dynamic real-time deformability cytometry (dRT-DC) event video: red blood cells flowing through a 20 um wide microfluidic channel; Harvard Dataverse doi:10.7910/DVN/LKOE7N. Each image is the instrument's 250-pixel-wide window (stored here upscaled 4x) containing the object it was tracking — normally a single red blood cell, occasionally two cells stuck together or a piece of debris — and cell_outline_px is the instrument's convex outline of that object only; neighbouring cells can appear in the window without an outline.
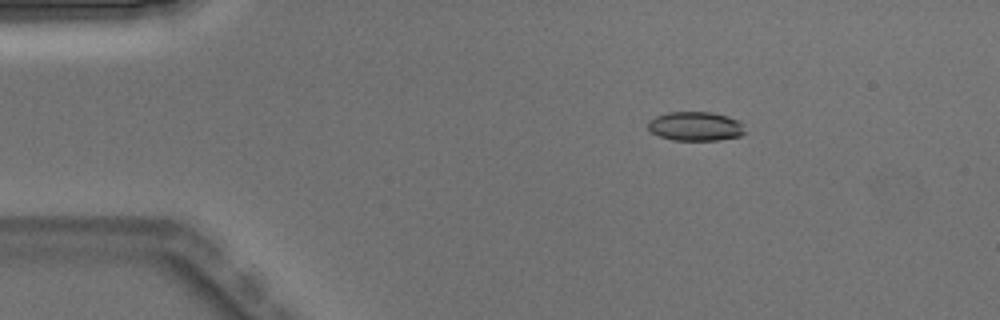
{"species": "Egyptian fruit bat (a non-hibernating species)", "species_latin": "Rousettus aegyptiacus", "temperature_condition": "warm", "stored_images_in_passage": 5, "camera_frame_rate_fps": 3000, "um_per_image_px": 0.085, "animal": {"sex": "male"}, "frame": {"image": 1, "passage_image": 1, "time_ms": 0.0, "image_size_px": [1000, 320], "cell_outline_px": [[744, 132], [740, 136], [720, 140], [672, 140], [660, 136], [652, 132], [648, 128], [648, 120], [656, 116], [668, 112], [712, 112], [728, 116], [736, 120], [740, 124]], "centroid_in_image_um": [59.07, 10.73], "position_along_channel_um": 25.9, "area_um2": 16.3}}
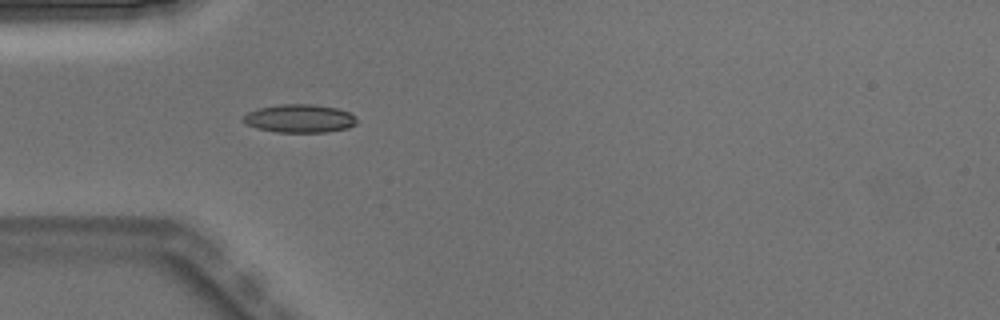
{"frame": {"image": 2, "passage_image": 3, "time_ms": 0.667, "image_size_px": [1000, 320], "cell_outline_px": [[356, 124], [348, 128], [328, 132], [276, 132], [256, 128], [244, 124], [240, 120], [248, 112], [256, 108], [280, 104], [312, 104], [336, 108], [348, 112], [356, 116]], "centroid_in_image_um": [25.42, 10.07], "position_along_channel_um": 59.6, "area_um2": 18.9}}